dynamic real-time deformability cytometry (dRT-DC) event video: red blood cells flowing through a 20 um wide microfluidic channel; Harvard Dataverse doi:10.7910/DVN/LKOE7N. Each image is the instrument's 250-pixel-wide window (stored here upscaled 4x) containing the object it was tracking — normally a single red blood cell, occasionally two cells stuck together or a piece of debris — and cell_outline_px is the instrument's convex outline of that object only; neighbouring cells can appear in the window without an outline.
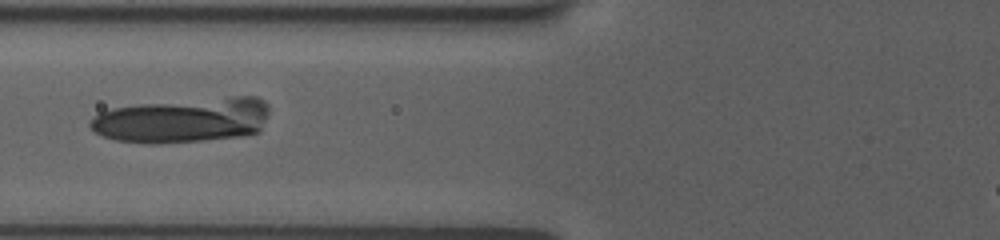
{"species": "human", "species_latin": "Homo sapiens", "temperature_condition": "room temperature", "stored_images_in_passage": 6, "camera_frame_rate_fps": 3000, "um_per_image_px": 0.085, "donor": {"sex": "female"}, "frame": {"image": 1, "passage_image": 5, "time_ms": 2.333, "image_size_px": [1000, 240], "cell_outline_px": [[268, 112], [260, 128], [256, 132], [240, 136], [200, 140], [152, 144], [148, 144], [116, 140], [104, 136], [96, 132], [88, 124], [100, 112], [112, 108], [140, 104], [232, 96], [256, 96], [264, 100], [268, 104]], "centroid_in_image_um": [15.53, 10.2], "position_along_channel_um": 110.3, "area_um2": 46.47}}